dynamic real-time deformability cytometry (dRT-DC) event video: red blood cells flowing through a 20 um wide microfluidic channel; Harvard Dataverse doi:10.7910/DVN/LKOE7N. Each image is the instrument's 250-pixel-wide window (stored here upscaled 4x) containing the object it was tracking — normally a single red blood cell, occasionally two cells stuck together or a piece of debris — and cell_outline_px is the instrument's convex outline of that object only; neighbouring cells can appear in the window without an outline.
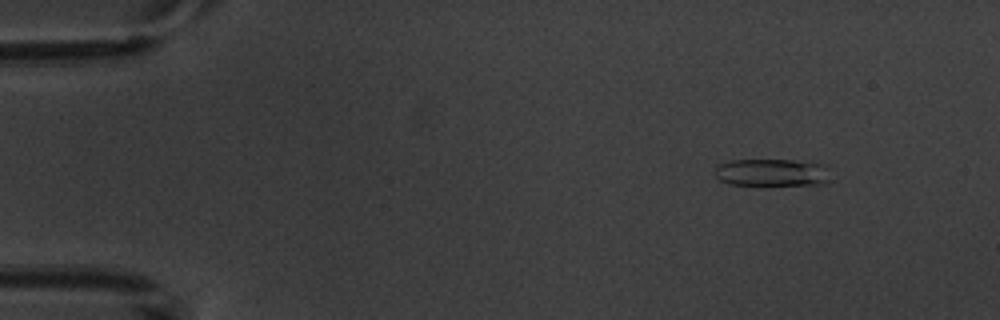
{"species": "common noctule bat (a hibernating species)", "species_latin": "Nyctalus noctula", "temperature_condition": "warm", "stored_images_in_passage": 5, "camera_frame_rate_fps": 3000, "um_per_image_px": 0.085, "animal": {"sex": "male", "body_mass_g": 20.1, "forearm_length_mm": 53.5}, "frame": {"image": 1, "passage_image": 2, "time_ms": 1.0, "image_size_px": [1000, 320], "cell_outline_px": [[832, 180], [824, 184], [764, 188], [728, 184], [720, 180], [716, 176], [716, 168], [720, 164], [728, 160], [792, 160], [828, 164]], "centroid_in_image_um": [65.71, 14.72], "position_along_channel_um": 19.3, "area_um2": 19.94}}
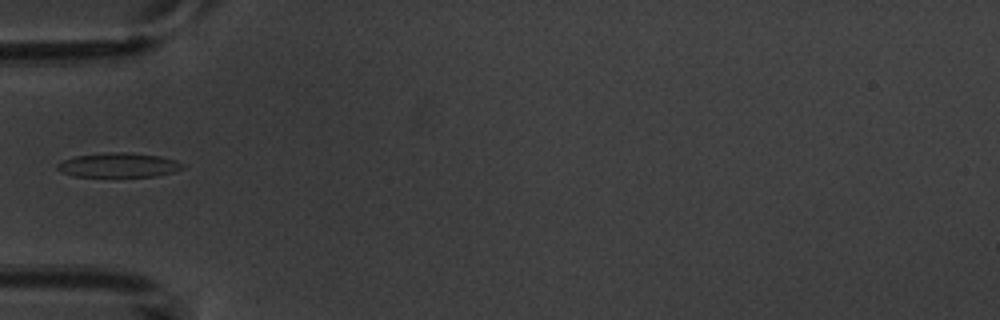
{"frame": {"image": 2, "passage_image": 5, "time_ms": 5.0, "image_size_px": [1000, 320], "cell_outline_px": [[184, 168], [172, 172], [156, 176], [76, 176], [60, 172], [56, 168], [56, 164], [64, 160], [76, 156], [108, 152], [132, 152], [160, 156], [176, 160], [184, 164]], "centroid_in_image_um": [10.09, 14.02], "position_along_channel_um": 74.9, "area_um2": 17.8}}